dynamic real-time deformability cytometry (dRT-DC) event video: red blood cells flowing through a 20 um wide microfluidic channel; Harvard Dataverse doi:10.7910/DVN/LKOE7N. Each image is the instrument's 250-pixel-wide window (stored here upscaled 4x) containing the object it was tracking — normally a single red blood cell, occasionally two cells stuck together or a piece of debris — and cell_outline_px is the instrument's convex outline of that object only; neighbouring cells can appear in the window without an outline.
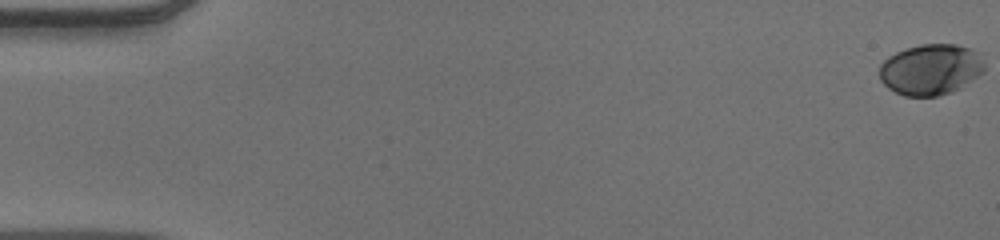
{"species": "human", "species_latin": "Homo sapiens", "temperature_condition": "warm", "stored_images_in_passage": 54, "camera_frame_rate_fps": 3000, "um_per_image_px": 0.085, "donor": {"sex": "male"}, "frame": {"image": 1, "passage_image": 1, "time_ms": 0.0, "image_size_px": [1000, 240], "cell_outline_px": [[984, 72], [952, 92], [936, 96], [904, 96], [888, 88], [880, 80], [880, 64], [888, 56], [896, 52], [920, 44], [956, 44], [972, 48], [980, 52], [984, 64]], "centroid_in_image_um": [79.12, 5.89], "position_along_channel_um": 5.9, "area_um2": 31.27}}
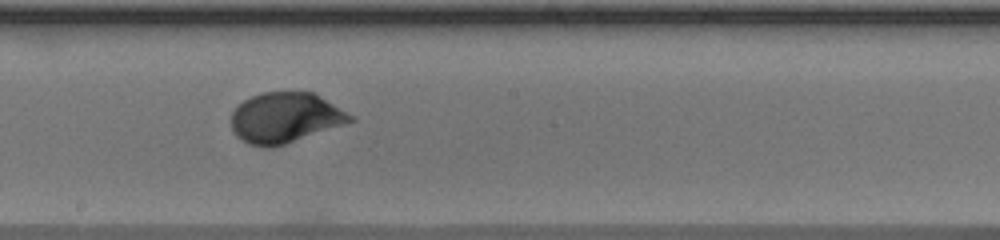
{"frame": {"image": 2, "passage_image": 31, "time_ms": 10.0, "image_size_px": [1000, 240], "cell_outline_px": [[356, 120], [284, 144], [264, 148], [248, 144], [236, 136], [232, 128], [232, 112], [244, 100], [260, 92], [312, 92], [356, 116]], "centroid_in_image_um": [24.25, 10.0], "position_along_channel_um": 224.0, "area_um2": 34.68}}
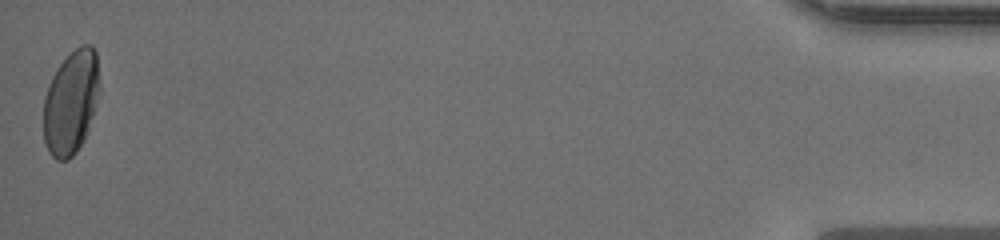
{"frame": {"image": 3, "passage_image": 54, "time_ms": 17.667, "image_size_px": [1000, 240], "cell_outline_px": [[100, 92], [88, 132], [84, 140], [76, 152], [68, 160], [56, 160], [48, 152], [44, 140], [44, 96], [48, 84], [56, 68], [80, 44], [92, 44], [96, 52], [100, 84]], "centroid_in_image_um": [6.05, 8.69], "position_along_channel_um": 429.2, "area_um2": 34.33}, "authors_computed_cell_mechanics": {"area_um2": 33.235, "velocity_mm_per_s": 3.8936, "shape_relaxation_time_tau1_ms": 2.8303, "shape_relaxation_time_tau2_ms": null, "deformation_change_tau1": 0.144, "deformation_change_tau2": null}}